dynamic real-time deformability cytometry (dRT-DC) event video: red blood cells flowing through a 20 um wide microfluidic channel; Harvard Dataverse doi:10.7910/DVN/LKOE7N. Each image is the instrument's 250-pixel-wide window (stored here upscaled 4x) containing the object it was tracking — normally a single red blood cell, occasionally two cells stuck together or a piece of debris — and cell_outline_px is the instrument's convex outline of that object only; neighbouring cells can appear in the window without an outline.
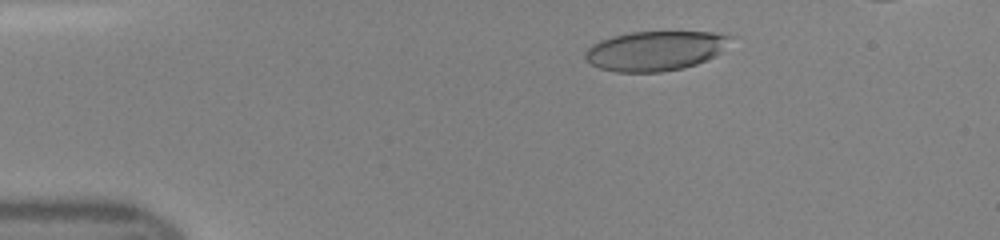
{"species": "human", "species_latin": "Homo sapiens", "temperature_condition": "room temperature", "stored_images_in_passage": 43, "camera_frame_rate_fps": 3000, "um_per_image_px": 0.085, "donor": {"sex": "female"}, "frame": {"image": 1, "passage_image": 7, "time_ms": 2.0, "image_size_px": [1000, 240], "cell_outline_px": [[732, 36], [720, 52], [716, 56], [696, 64], [684, 68], [660, 72], [616, 72], [600, 68], [592, 64], [584, 56], [584, 52], [592, 44], [600, 40], [612, 36], [628, 32], [712, 32]], "centroid_in_image_um": [55.66, 4.32], "position_along_channel_um": 29.3, "area_um2": 33.41}}
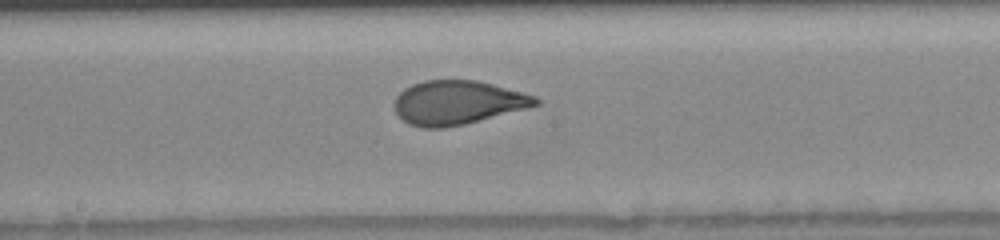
{"frame": {"image": 2, "passage_image": 24, "time_ms": 7.667, "image_size_px": [1000, 240], "cell_outline_px": [[540, 104], [528, 108], [464, 124], [444, 128], [420, 128], [408, 124], [396, 112], [396, 96], [404, 88], [412, 84], [424, 80], [476, 80], [492, 84], [536, 96], [540, 100]], "centroid_in_image_um": [38.9, 8.72], "position_along_channel_um": 209.3, "area_um2": 36.01}}
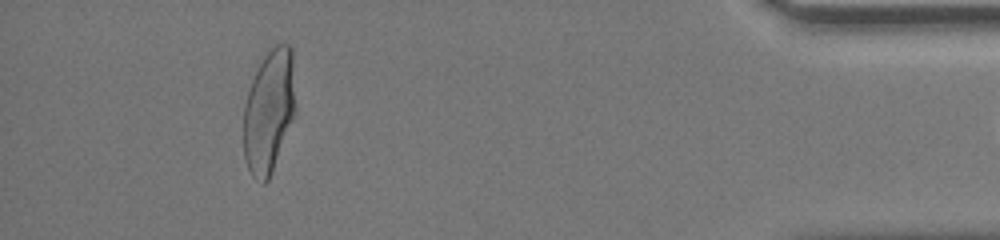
{"frame": {"image": 3, "passage_image": 42, "time_ms": 13.667, "image_size_px": [1000, 240], "cell_outline_px": [[296, 116], [272, 172], [268, 180], [264, 184], [260, 184], [252, 176], [244, 160], [244, 104], [252, 80], [264, 56], [276, 44], [288, 44], [292, 48], [296, 112]], "centroid_in_image_um": [22.89, 9.5], "position_along_channel_um": 412.3, "area_um2": 37.74}}